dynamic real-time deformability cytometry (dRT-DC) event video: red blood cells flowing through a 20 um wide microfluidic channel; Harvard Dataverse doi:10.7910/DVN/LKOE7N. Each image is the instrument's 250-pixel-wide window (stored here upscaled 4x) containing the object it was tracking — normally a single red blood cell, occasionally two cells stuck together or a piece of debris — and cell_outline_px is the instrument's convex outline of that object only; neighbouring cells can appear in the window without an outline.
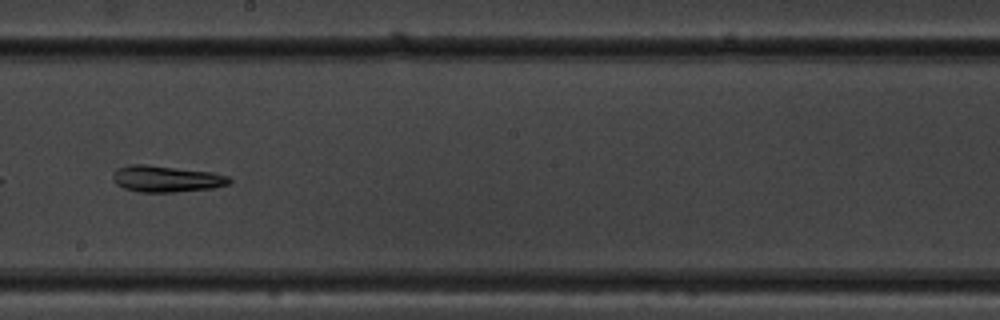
{"species": "common noctule bat (a hibernating species)", "species_latin": "Nyctalus noctula", "temperature_condition": "warm", "stored_images_in_passage": 8, "camera_frame_rate_fps": 3000, "um_per_image_px": 0.085, "animal": {"sex": "male", "body_mass_g": 19.5, "forearm_length_mm": 54.6}, "frame": {"image": 1, "passage_image": 8, "time_ms": 2.333, "image_size_px": [1000, 320], "cell_outline_px": [[232, 180], [228, 184], [212, 188], [176, 192], [140, 192], [124, 188], [116, 184], [112, 180], [112, 172], [116, 168], [128, 164], [144, 164], [212, 172], [228, 176]], "centroid_in_image_um": [14.08, 15.19], "position_along_channel_um": 234.1, "area_um2": 18.03}}